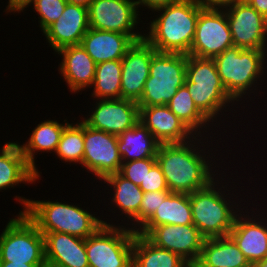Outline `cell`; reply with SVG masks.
Listing matches in <instances>:
<instances>
[{
    "label": "cell",
    "instance_id": "24",
    "mask_svg": "<svg viewBox=\"0 0 267 267\" xmlns=\"http://www.w3.org/2000/svg\"><path fill=\"white\" fill-rule=\"evenodd\" d=\"M136 42L130 35L89 28L81 40V46L96 64L121 60Z\"/></svg>",
    "mask_w": 267,
    "mask_h": 267
},
{
    "label": "cell",
    "instance_id": "15",
    "mask_svg": "<svg viewBox=\"0 0 267 267\" xmlns=\"http://www.w3.org/2000/svg\"><path fill=\"white\" fill-rule=\"evenodd\" d=\"M91 110L80 118L91 128L119 135L131 129L139 121V106L131 100L92 99ZM95 100V101H94Z\"/></svg>",
    "mask_w": 267,
    "mask_h": 267
},
{
    "label": "cell",
    "instance_id": "36",
    "mask_svg": "<svg viewBox=\"0 0 267 267\" xmlns=\"http://www.w3.org/2000/svg\"><path fill=\"white\" fill-rule=\"evenodd\" d=\"M139 187L143 192L169 191L166 179L158 163L147 172L144 184H140Z\"/></svg>",
    "mask_w": 267,
    "mask_h": 267
},
{
    "label": "cell",
    "instance_id": "38",
    "mask_svg": "<svg viewBox=\"0 0 267 267\" xmlns=\"http://www.w3.org/2000/svg\"><path fill=\"white\" fill-rule=\"evenodd\" d=\"M196 2L203 9H223L224 10L230 6L240 3L241 0H196Z\"/></svg>",
    "mask_w": 267,
    "mask_h": 267
},
{
    "label": "cell",
    "instance_id": "44",
    "mask_svg": "<svg viewBox=\"0 0 267 267\" xmlns=\"http://www.w3.org/2000/svg\"><path fill=\"white\" fill-rule=\"evenodd\" d=\"M251 267H267V258H264L263 260H260L254 264H252Z\"/></svg>",
    "mask_w": 267,
    "mask_h": 267
},
{
    "label": "cell",
    "instance_id": "33",
    "mask_svg": "<svg viewBox=\"0 0 267 267\" xmlns=\"http://www.w3.org/2000/svg\"><path fill=\"white\" fill-rule=\"evenodd\" d=\"M66 0H32L19 13L23 15L31 8L38 15V26L40 32L43 33L52 23H54L63 13L66 6ZM25 11V13H24Z\"/></svg>",
    "mask_w": 267,
    "mask_h": 267
},
{
    "label": "cell",
    "instance_id": "42",
    "mask_svg": "<svg viewBox=\"0 0 267 267\" xmlns=\"http://www.w3.org/2000/svg\"><path fill=\"white\" fill-rule=\"evenodd\" d=\"M93 0H66L67 3H71V4H75V5H80V6H83V7H86L88 8L90 3L92 2Z\"/></svg>",
    "mask_w": 267,
    "mask_h": 267
},
{
    "label": "cell",
    "instance_id": "45",
    "mask_svg": "<svg viewBox=\"0 0 267 267\" xmlns=\"http://www.w3.org/2000/svg\"><path fill=\"white\" fill-rule=\"evenodd\" d=\"M266 200H267V197H266V199H264L262 202H260L261 204L259 203V205H263V206H265V207H262V206H261V208H267V205H265V203L267 202ZM264 201H266V202H264ZM263 202H264V204H263ZM265 212L267 213V209L265 210Z\"/></svg>",
    "mask_w": 267,
    "mask_h": 267
},
{
    "label": "cell",
    "instance_id": "30",
    "mask_svg": "<svg viewBox=\"0 0 267 267\" xmlns=\"http://www.w3.org/2000/svg\"><path fill=\"white\" fill-rule=\"evenodd\" d=\"M132 267H192L180 255L154 245L146 236L135 233Z\"/></svg>",
    "mask_w": 267,
    "mask_h": 267
},
{
    "label": "cell",
    "instance_id": "46",
    "mask_svg": "<svg viewBox=\"0 0 267 267\" xmlns=\"http://www.w3.org/2000/svg\"><path fill=\"white\" fill-rule=\"evenodd\" d=\"M250 0H241L243 3H248Z\"/></svg>",
    "mask_w": 267,
    "mask_h": 267
},
{
    "label": "cell",
    "instance_id": "39",
    "mask_svg": "<svg viewBox=\"0 0 267 267\" xmlns=\"http://www.w3.org/2000/svg\"><path fill=\"white\" fill-rule=\"evenodd\" d=\"M32 0H8L3 10L7 15H19V13L25 8V6ZM12 13V14H11Z\"/></svg>",
    "mask_w": 267,
    "mask_h": 267
},
{
    "label": "cell",
    "instance_id": "16",
    "mask_svg": "<svg viewBox=\"0 0 267 267\" xmlns=\"http://www.w3.org/2000/svg\"><path fill=\"white\" fill-rule=\"evenodd\" d=\"M225 10L234 47L267 50V19L249 3H237Z\"/></svg>",
    "mask_w": 267,
    "mask_h": 267
},
{
    "label": "cell",
    "instance_id": "6",
    "mask_svg": "<svg viewBox=\"0 0 267 267\" xmlns=\"http://www.w3.org/2000/svg\"><path fill=\"white\" fill-rule=\"evenodd\" d=\"M200 8L196 0H180L154 10L149 13L152 20L144 17V39L158 52L188 55Z\"/></svg>",
    "mask_w": 267,
    "mask_h": 267
},
{
    "label": "cell",
    "instance_id": "11",
    "mask_svg": "<svg viewBox=\"0 0 267 267\" xmlns=\"http://www.w3.org/2000/svg\"><path fill=\"white\" fill-rule=\"evenodd\" d=\"M88 15L90 28L128 34L135 41L144 39L145 25L136 0H93Z\"/></svg>",
    "mask_w": 267,
    "mask_h": 267
},
{
    "label": "cell",
    "instance_id": "29",
    "mask_svg": "<svg viewBox=\"0 0 267 267\" xmlns=\"http://www.w3.org/2000/svg\"><path fill=\"white\" fill-rule=\"evenodd\" d=\"M160 143L139 120L131 129L118 135V149L123 162L156 158Z\"/></svg>",
    "mask_w": 267,
    "mask_h": 267
},
{
    "label": "cell",
    "instance_id": "5",
    "mask_svg": "<svg viewBox=\"0 0 267 267\" xmlns=\"http://www.w3.org/2000/svg\"><path fill=\"white\" fill-rule=\"evenodd\" d=\"M13 197L22 206L19 213H24L43 235L59 232L86 239L104 224L100 210L97 216L98 212L93 211L92 214L89 205L82 207L79 202L52 201L49 198L35 200L20 195Z\"/></svg>",
    "mask_w": 267,
    "mask_h": 267
},
{
    "label": "cell",
    "instance_id": "25",
    "mask_svg": "<svg viewBox=\"0 0 267 267\" xmlns=\"http://www.w3.org/2000/svg\"><path fill=\"white\" fill-rule=\"evenodd\" d=\"M45 260L65 267H89L85 239L67 233H46Z\"/></svg>",
    "mask_w": 267,
    "mask_h": 267
},
{
    "label": "cell",
    "instance_id": "20",
    "mask_svg": "<svg viewBox=\"0 0 267 267\" xmlns=\"http://www.w3.org/2000/svg\"><path fill=\"white\" fill-rule=\"evenodd\" d=\"M89 28L88 8L67 3L61 16L42 36L55 53L63 47L80 44Z\"/></svg>",
    "mask_w": 267,
    "mask_h": 267
},
{
    "label": "cell",
    "instance_id": "27",
    "mask_svg": "<svg viewBox=\"0 0 267 267\" xmlns=\"http://www.w3.org/2000/svg\"><path fill=\"white\" fill-rule=\"evenodd\" d=\"M164 224H193L190 194L171 192L136 233L146 236L154 227Z\"/></svg>",
    "mask_w": 267,
    "mask_h": 267
},
{
    "label": "cell",
    "instance_id": "19",
    "mask_svg": "<svg viewBox=\"0 0 267 267\" xmlns=\"http://www.w3.org/2000/svg\"><path fill=\"white\" fill-rule=\"evenodd\" d=\"M53 54L61 57L57 70L70 94L89 92L95 78L96 63L81 44L63 47Z\"/></svg>",
    "mask_w": 267,
    "mask_h": 267
},
{
    "label": "cell",
    "instance_id": "9",
    "mask_svg": "<svg viewBox=\"0 0 267 267\" xmlns=\"http://www.w3.org/2000/svg\"><path fill=\"white\" fill-rule=\"evenodd\" d=\"M135 231L103 224L85 239L89 267H132Z\"/></svg>",
    "mask_w": 267,
    "mask_h": 267
},
{
    "label": "cell",
    "instance_id": "31",
    "mask_svg": "<svg viewBox=\"0 0 267 267\" xmlns=\"http://www.w3.org/2000/svg\"><path fill=\"white\" fill-rule=\"evenodd\" d=\"M121 60L96 64L95 78L90 91L91 99L121 98Z\"/></svg>",
    "mask_w": 267,
    "mask_h": 267
},
{
    "label": "cell",
    "instance_id": "17",
    "mask_svg": "<svg viewBox=\"0 0 267 267\" xmlns=\"http://www.w3.org/2000/svg\"><path fill=\"white\" fill-rule=\"evenodd\" d=\"M156 51L145 39L134 42L121 59V98L138 103L149 77L150 62Z\"/></svg>",
    "mask_w": 267,
    "mask_h": 267
},
{
    "label": "cell",
    "instance_id": "40",
    "mask_svg": "<svg viewBox=\"0 0 267 267\" xmlns=\"http://www.w3.org/2000/svg\"><path fill=\"white\" fill-rule=\"evenodd\" d=\"M248 3L267 19V0H250Z\"/></svg>",
    "mask_w": 267,
    "mask_h": 267
},
{
    "label": "cell",
    "instance_id": "26",
    "mask_svg": "<svg viewBox=\"0 0 267 267\" xmlns=\"http://www.w3.org/2000/svg\"><path fill=\"white\" fill-rule=\"evenodd\" d=\"M247 258L228 235L204 239L198 261L192 267H251Z\"/></svg>",
    "mask_w": 267,
    "mask_h": 267
},
{
    "label": "cell",
    "instance_id": "8",
    "mask_svg": "<svg viewBox=\"0 0 267 267\" xmlns=\"http://www.w3.org/2000/svg\"><path fill=\"white\" fill-rule=\"evenodd\" d=\"M0 261L43 264L45 238L37 226L24 214L9 218L0 232Z\"/></svg>",
    "mask_w": 267,
    "mask_h": 267
},
{
    "label": "cell",
    "instance_id": "14",
    "mask_svg": "<svg viewBox=\"0 0 267 267\" xmlns=\"http://www.w3.org/2000/svg\"><path fill=\"white\" fill-rule=\"evenodd\" d=\"M233 46L225 10L200 8L188 55L213 59Z\"/></svg>",
    "mask_w": 267,
    "mask_h": 267
},
{
    "label": "cell",
    "instance_id": "10",
    "mask_svg": "<svg viewBox=\"0 0 267 267\" xmlns=\"http://www.w3.org/2000/svg\"><path fill=\"white\" fill-rule=\"evenodd\" d=\"M99 184L101 185H99V188L97 190H99L103 184L105 185L104 187H102V191H99L100 195L97 196L102 197L101 192L105 194L107 193V195H109V198H107V200L109 201L105 200V198L102 199L104 202H102V200L100 199L97 200L101 202H99L100 205L104 203L105 205L102 204V206H106L105 208L102 207L100 209H104L105 211L108 210V212H110V215L107 213V211L105 214H103L104 210H101L103 223L106 225L126 226L130 230L136 232L139 229V209L144 195L142 189L139 186L135 185L132 181H129L128 179L123 177L119 172L108 175L107 177L99 181ZM103 190L105 192H103ZM106 190L108 192H106ZM106 202L108 204H106ZM113 215L116 217H114Z\"/></svg>",
    "mask_w": 267,
    "mask_h": 267
},
{
    "label": "cell",
    "instance_id": "35",
    "mask_svg": "<svg viewBox=\"0 0 267 267\" xmlns=\"http://www.w3.org/2000/svg\"><path fill=\"white\" fill-rule=\"evenodd\" d=\"M170 193V191L144 192L139 209V228L155 213L161 201H164Z\"/></svg>",
    "mask_w": 267,
    "mask_h": 267
},
{
    "label": "cell",
    "instance_id": "34",
    "mask_svg": "<svg viewBox=\"0 0 267 267\" xmlns=\"http://www.w3.org/2000/svg\"><path fill=\"white\" fill-rule=\"evenodd\" d=\"M156 158L123 162L119 173L135 185L144 184L147 172L156 164Z\"/></svg>",
    "mask_w": 267,
    "mask_h": 267
},
{
    "label": "cell",
    "instance_id": "41",
    "mask_svg": "<svg viewBox=\"0 0 267 267\" xmlns=\"http://www.w3.org/2000/svg\"><path fill=\"white\" fill-rule=\"evenodd\" d=\"M42 265L43 264H27V263L0 261V267H41Z\"/></svg>",
    "mask_w": 267,
    "mask_h": 267
},
{
    "label": "cell",
    "instance_id": "43",
    "mask_svg": "<svg viewBox=\"0 0 267 267\" xmlns=\"http://www.w3.org/2000/svg\"><path fill=\"white\" fill-rule=\"evenodd\" d=\"M41 267H65V266L56 264V263L51 262L49 260H45V262L43 263V265Z\"/></svg>",
    "mask_w": 267,
    "mask_h": 267
},
{
    "label": "cell",
    "instance_id": "21",
    "mask_svg": "<svg viewBox=\"0 0 267 267\" xmlns=\"http://www.w3.org/2000/svg\"><path fill=\"white\" fill-rule=\"evenodd\" d=\"M139 120L160 144L183 143L196 136L167 105L139 106Z\"/></svg>",
    "mask_w": 267,
    "mask_h": 267
},
{
    "label": "cell",
    "instance_id": "22",
    "mask_svg": "<svg viewBox=\"0 0 267 267\" xmlns=\"http://www.w3.org/2000/svg\"><path fill=\"white\" fill-rule=\"evenodd\" d=\"M60 122V120H52L51 118L43 120L33 127L25 143L23 142L20 144L21 141H17L27 163L37 172L38 181L39 179L42 180V172H40L37 166L38 164H36L38 161L36 160L38 157L36 155H41V153H43V155L44 153L55 154L61 134L64 128L70 123L68 118L65 119V117L64 120Z\"/></svg>",
    "mask_w": 267,
    "mask_h": 267
},
{
    "label": "cell",
    "instance_id": "4",
    "mask_svg": "<svg viewBox=\"0 0 267 267\" xmlns=\"http://www.w3.org/2000/svg\"><path fill=\"white\" fill-rule=\"evenodd\" d=\"M213 60L228 95L238 105H241L242 114L246 119L251 117L250 115L247 117L244 113L250 110L249 113L251 114L253 108H257L252 105L256 104L254 100L262 99L264 96L262 94L265 93L266 96L267 93L265 91L267 89V50L243 49L233 46L215 56Z\"/></svg>",
    "mask_w": 267,
    "mask_h": 267
},
{
    "label": "cell",
    "instance_id": "13",
    "mask_svg": "<svg viewBox=\"0 0 267 267\" xmlns=\"http://www.w3.org/2000/svg\"><path fill=\"white\" fill-rule=\"evenodd\" d=\"M122 159L118 149V136L89 127L84 122V155L82 169L97 182L120 171Z\"/></svg>",
    "mask_w": 267,
    "mask_h": 267
},
{
    "label": "cell",
    "instance_id": "7",
    "mask_svg": "<svg viewBox=\"0 0 267 267\" xmlns=\"http://www.w3.org/2000/svg\"><path fill=\"white\" fill-rule=\"evenodd\" d=\"M187 55L155 51L138 106L167 105L186 79Z\"/></svg>",
    "mask_w": 267,
    "mask_h": 267
},
{
    "label": "cell",
    "instance_id": "12",
    "mask_svg": "<svg viewBox=\"0 0 267 267\" xmlns=\"http://www.w3.org/2000/svg\"><path fill=\"white\" fill-rule=\"evenodd\" d=\"M252 196L255 199L245 205L236 216L234 226L229 233L251 265L267 258V213L258 204L259 202H256L264 198H257L256 194L255 197Z\"/></svg>",
    "mask_w": 267,
    "mask_h": 267
},
{
    "label": "cell",
    "instance_id": "3",
    "mask_svg": "<svg viewBox=\"0 0 267 267\" xmlns=\"http://www.w3.org/2000/svg\"><path fill=\"white\" fill-rule=\"evenodd\" d=\"M184 85L187 87L196 107L217 128H219V130H222L225 136L231 137V135L228 134H233L232 132L234 131L235 132L233 136L239 134L236 133L238 131H236L234 127L238 126L237 129L240 130V125L236 124V119L238 120V118L235 117L241 115L239 117H241L243 120L241 113H238L237 115V111L240 112V110H242L240 108L241 106L238 105L228 95L224 85L221 82L215 61L213 59L198 58L191 55H187L186 79ZM230 119H232L233 121H230ZM225 121L228 124H226ZM231 122H234L233 126ZM232 128L234 131L232 130ZM227 129L229 133H227ZM229 130H231L232 132H230Z\"/></svg>",
    "mask_w": 267,
    "mask_h": 267
},
{
    "label": "cell",
    "instance_id": "18",
    "mask_svg": "<svg viewBox=\"0 0 267 267\" xmlns=\"http://www.w3.org/2000/svg\"><path fill=\"white\" fill-rule=\"evenodd\" d=\"M146 237L154 245L180 255L191 266L198 261L205 239L194 224L156 226Z\"/></svg>",
    "mask_w": 267,
    "mask_h": 267
},
{
    "label": "cell",
    "instance_id": "32",
    "mask_svg": "<svg viewBox=\"0 0 267 267\" xmlns=\"http://www.w3.org/2000/svg\"><path fill=\"white\" fill-rule=\"evenodd\" d=\"M83 155L84 121L80 118L76 122L73 120L64 128L54 156L67 165L82 167Z\"/></svg>",
    "mask_w": 267,
    "mask_h": 267
},
{
    "label": "cell",
    "instance_id": "28",
    "mask_svg": "<svg viewBox=\"0 0 267 267\" xmlns=\"http://www.w3.org/2000/svg\"><path fill=\"white\" fill-rule=\"evenodd\" d=\"M167 106L196 135L205 137H221V134L223 135V132L216 128L196 107L185 85L179 87L172 99L167 103Z\"/></svg>",
    "mask_w": 267,
    "mask_h": 267
},
{
    "label": "cell",
    "instance_id": "1",
    "mask_svg": "<svg viewBox=\"0 0 267 267\" xmlns=\"http://www.w3.org/2000/svg\"><path fill=\"white\" fill-rule=\"evenodd\" d=\"M224 139V135H222V138L196 135L187 142L160 144L156 162L164 174L169 191L191 194L194 191L201 190L215 180L229 166V163L231 166L232 160H228V165L225 161L232 158L233 149L227 145L229 141L226 140L225 142ZM219 143L222 144V147ZM223 148L226 151L222 150ZM224 153L228 155L223 157L225 156ZM229 154L231 157H229Z\"/></svg>",
    "mask_w": 267,
    "mask_h": 267
},
{
    "label": "cell",
    "instance_id": "23",
    "mask_svg": "<svg viewBox=\"0 0 267 267\" xmlns=\"http://www.w3.org/2000/svg\"><path fill=\"white\" fill-rule=\"evenodd\" d=\"M4 142L0 147V191L16 189L21 186L35 185L37 172L27 163L18 142ZM24 184V185H23ZM12 188V189H11Z\"/></svg>",
    "mask_w": 267,
    "mask_h": 267
},
{
    "label": "cell",
    "instance_id": "37",
    "mask_svg": "<svg viewBox=\"0 0 267 267\" xmlns=\"http://www.w3.org/2000/svg\"><path fill=\"white\" fill-rule=\"evenodd\" d=\"M178 1L180 0H136V7L139 14L141 13V16H143L142 11H146L148 9V12L146 13L149 14V12H153L156 9L165 7L171 3H175Z\"/></svg>",
    "mask_w": 267,
    "mask_h": 267
},
{
    "label": "cell",
    "instance_id": "2",
    "mask_svg": "<svg viewBox=\"0 0 267 267\" xmlns=\"http://www.w3.org/2000/svg\"><path fill=\"white\" fill-rule=\"evenodd\" d=\"M231 168L234 167L228 166V169H224V171L207 187L190 194L193 224L198 228L200 234L205 239L228 236L234 226L236 216L245 208L244 205L250 203V200L253 198L251 196L253 193L248 189L250 186H245V184L240 181V179L242 180L246 176H238L239 171L235 169L233 173L229 171ZM232 175H235L237 178ZM239 184H243L247 189ZM242 191L250 195H245V197L247 196L245 199V192L241 195Z\"/></svg>",
    "mask_w": 267,
    "mask_h": 267
}]
</instances>
